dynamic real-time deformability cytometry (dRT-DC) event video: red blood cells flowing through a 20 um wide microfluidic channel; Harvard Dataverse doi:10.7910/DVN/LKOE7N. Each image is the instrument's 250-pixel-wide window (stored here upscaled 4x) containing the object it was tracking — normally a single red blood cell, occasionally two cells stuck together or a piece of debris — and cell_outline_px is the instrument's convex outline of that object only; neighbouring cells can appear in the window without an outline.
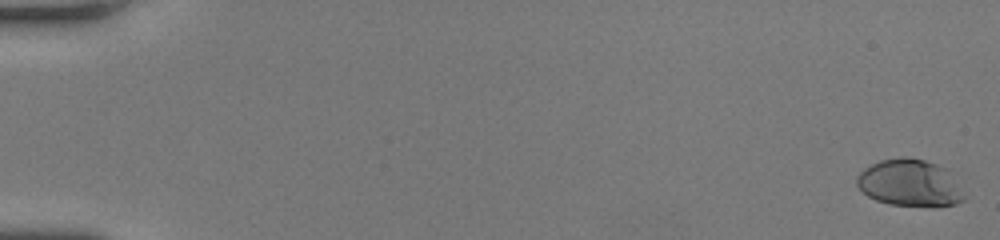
{"species": "human", "species_latin": "Homo sapiens", "temperature_condition": "room temperature", "stored_images_in_passage": 51, "camera_frame_rate_fps": 3000, "um_per_image_px": 0.085, "donor": {"sex": "female"}, "frame": {"image": 1, "passage_image": 1, "time_ms": 0.0, "image_size_px": [1000, 240], "cell_outline_px": [[964, 200], [956, 204], [888, 204], [876, 200], [868, 196], [856, 184], [856, 176], [864, 168], [880, 160], [900, 156], [908, 156], [924, 160], [948, 168], [964, 196]], "centroid_in_image_um": [77.29, 15.5], "position_along_channel_um": 7.7, "area_um2": 28.84}}
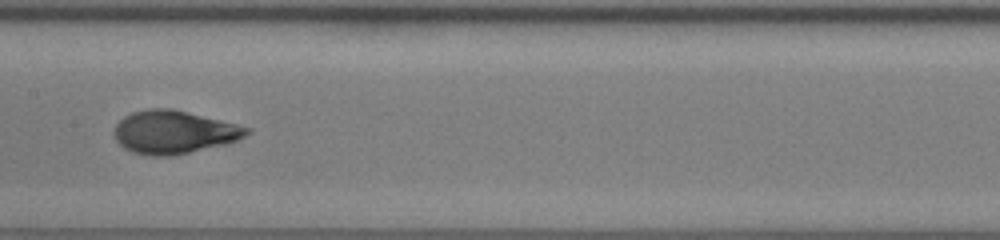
{"frame": {"image": 2, "passage_image": 28, "time_ms": 9.0, "image_size_px": [1000, 240], "cell_outline_px": [[252, 132], [228, 144], [168, 156], [152, 156], [132, 152], [124, 148], [116, 140], [116, 124], [124, 116], [132, 112], [148, 108], [172, 108], [252, 128]], "centroid_in_image_um": [14.8, 11.22], "position_along_channel_um": 192.6, "area_um2": 33.06}}
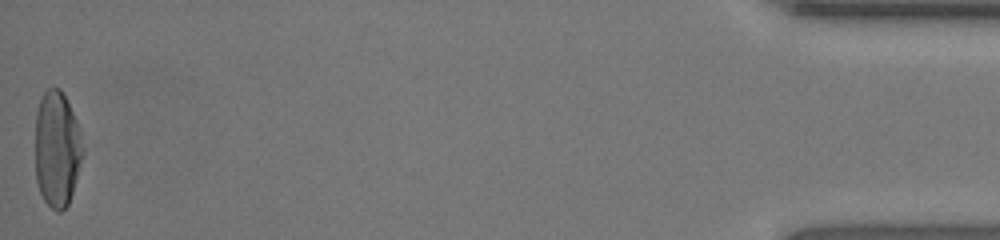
{"frame": {"image": 3, "passage_image": 51, "time_ms": 16.667, "image_size_px": [1000, 240], "cell_outline_px": [[84, 152], [72, 192], [68, 204], [60, 212], [56, 212], [44, 200], [40, 192], [36, 180], [36, 112], [40, 100], [44, 92], [48, 88], [60, 88], [76, 120], [80, 132], [84, 148]], "centroid_in_image_um": [4.84, 12.68], "position_along_channel_um": 430.4, "area_um2": 31.91}, "authors_computed_cell_mechanics": {"area_um2": 31.8478, "velocity_mm_per_s": 4.28, "shape_relaxation_time_tau1_ms": 5.5266, "shape_relaxation_time_tau2_ms": 0.7511, "deformation_change_tau1": 0.2442, "deformation_change_tau2": 0.0441}}